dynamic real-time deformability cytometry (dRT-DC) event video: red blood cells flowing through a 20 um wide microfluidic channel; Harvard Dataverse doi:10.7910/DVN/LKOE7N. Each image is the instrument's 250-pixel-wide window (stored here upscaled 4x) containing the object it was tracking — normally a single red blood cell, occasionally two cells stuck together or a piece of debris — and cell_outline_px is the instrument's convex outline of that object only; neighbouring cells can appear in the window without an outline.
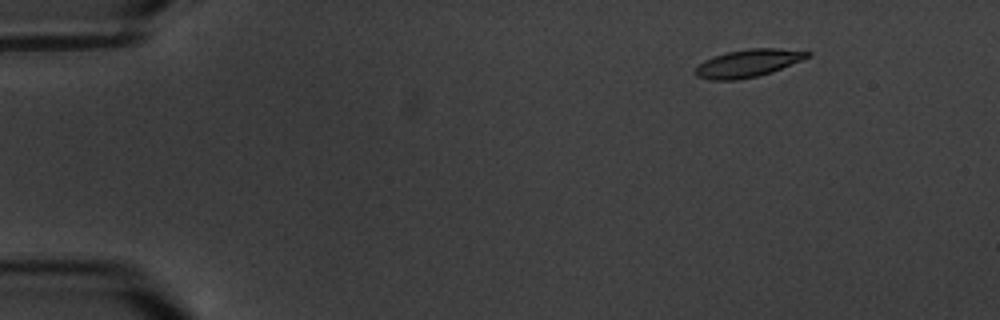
{"species": "common noctule bat (a hibernating species)", "species_latin": "Nyctalus noctula", "temperature_condition": "warm", "stored_images_in_passage": 5, "segment_of_instrument_passage": [2, 2], "camera_frame_rate_fps": 3000, "um_per_image_px": 0.085, "animal": {"sex": "male", "body_mass_g": 20.1, "forearm_length_mm": 53.5}, "frame": {"image": 1, "passage_image": 5, "time_ms": 5.667, "image_size_px": [1000, 320], "cell_outline_px": [[812, 56], [772, 72], [756, 76], [736, 80], [708, 80], [696, 76], [696, 68], [704, 60], [728, 52], [748, 48], [780, 48], [812, 52]], "centroid_in_image_um": [63.62, 5.37], "position_along_channel_um": 21.4, "area_um2": 17.98}}